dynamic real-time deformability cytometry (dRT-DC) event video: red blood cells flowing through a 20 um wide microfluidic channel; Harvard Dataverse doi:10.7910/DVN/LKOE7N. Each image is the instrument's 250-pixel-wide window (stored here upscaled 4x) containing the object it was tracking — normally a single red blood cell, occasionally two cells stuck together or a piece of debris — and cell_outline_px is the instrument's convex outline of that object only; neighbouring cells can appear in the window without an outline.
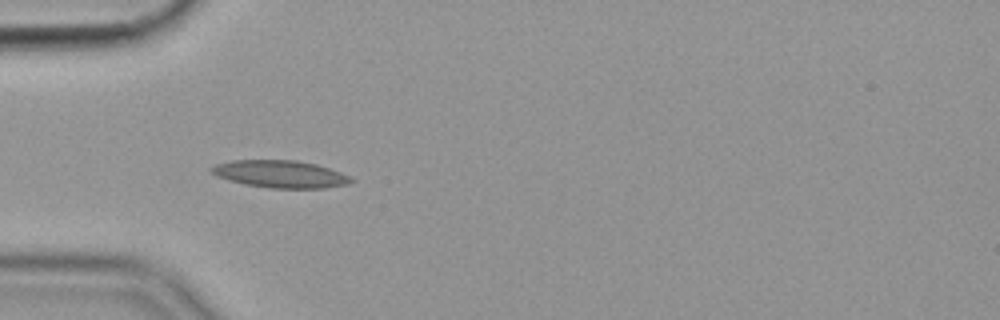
{"species": "common noctule bat (a hibernating species)", "species_latin": "Nyctalus noctula", "temperature_condition": "cold", "stored_images_in_passage": 40, "camera_frame_rate_fps": 3000, "um_per_image_px": 0.085, "animal": {"sex": "female", "body_mass_g": 19.9}, "frame": {"image": 1, "passage_image": 1, "time_ms": 0.0, "image_size_px": [1000, 320], "cell_outline_px": [[356, 180], [348, 184], [324, 188], [268, 188], [244, 184], [228, 180], [216, 176], [208, 168], [216, 164], [232, 160], [296, 160], [316, 164], [340, 172]], "centroid_in_image_um": [23.8, 14.79], "position_along_channel_um": 61.2, "area_um2": 22.31}}
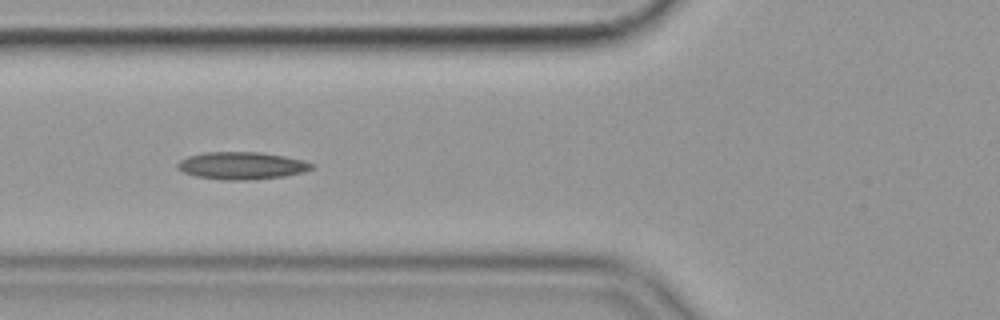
{"frame": {"image": 2, "passage_image": 5, "time_ms": 1.333, "image_size_px": [1000, 320], "cell_outline_px": [[316, 168], [304, 172], [284, 176], [248, 180], [224, 180], [196, 176], [184, 172], [176, 168], [176, 164], [180, 160], [188, 156], [204, 152], [260, 152], [284, 156], [304, 160], [316, 164]], "centroid_in_image_um": [20.58, 14.08], "position_along_channel_um": 105.2, "area_um2": 21.62}}
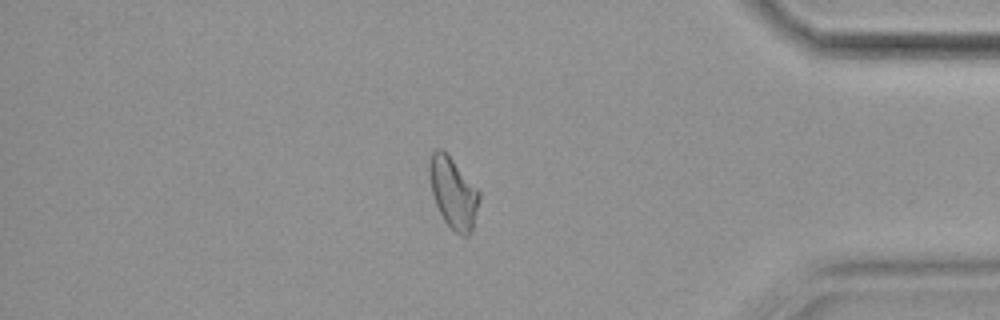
{"frame": {"image": 3, "passage_image": 32, "time_ms": 10.333, "image_size_px": [1000, 320], "cell_outline_px": [[480, 200], [472, 232], [468, 236], [460, 236], [444, 220], [436, 204], [432, 192], [428, 176], [428, 164], [432, 152], [436, 148], [440, 148], [452, 160], [480, 192]], "centroid_in_image_um": [38.52, 16.42], "position_along_channel_um": 396.7, "area_um2": 20.4}, "authors_computed_cell_mechanics": {"area_um2": 20.2878, "velocity_mm_per_s": 3.5611, "shape_relaxation_time_tau1_ms": null, "shape_relaxation_time_tau2_ms": 3.1441, "deformation_change_tau1": null, "deformation_change_tau2": 0.098}}